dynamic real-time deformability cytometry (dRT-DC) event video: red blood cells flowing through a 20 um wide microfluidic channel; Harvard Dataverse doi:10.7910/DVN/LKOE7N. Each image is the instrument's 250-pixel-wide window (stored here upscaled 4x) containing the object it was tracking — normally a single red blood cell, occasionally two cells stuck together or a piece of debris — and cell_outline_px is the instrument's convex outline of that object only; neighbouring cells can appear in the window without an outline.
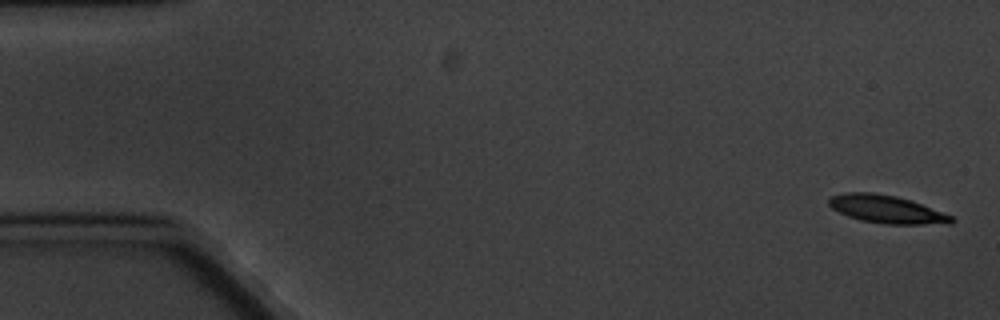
{"species": "common noctule bat (a hibernating species)", "species_latin": "Nyctalus noctula", "temperature_condition": "cold", "stored_images_in_passage": 8, "camera_frame_rate_fps": 3000, "um_per_image_px": 0.085, "animal": {"sex": "male", "body_mass_g": 20.1, "forearm_length_mm": 53.5}, "frame": {"image": 1, "passage_image": 1, "time_ms": 0.0, "image_size_px": [1000, 320], "cell_outline_px": [[956, 220], [952, 224], [884, 224], [860, 220], [848, 216], [832, 208], [828, 204], [828, 200], [832, 196], [844, 192], [872, 192], [896, 196], [912, 200], [952, 216]], "centroid_in_image_um": [75.38, 17.79], "position_along_channel_um": 9.6, "area_um2": 20.0}}
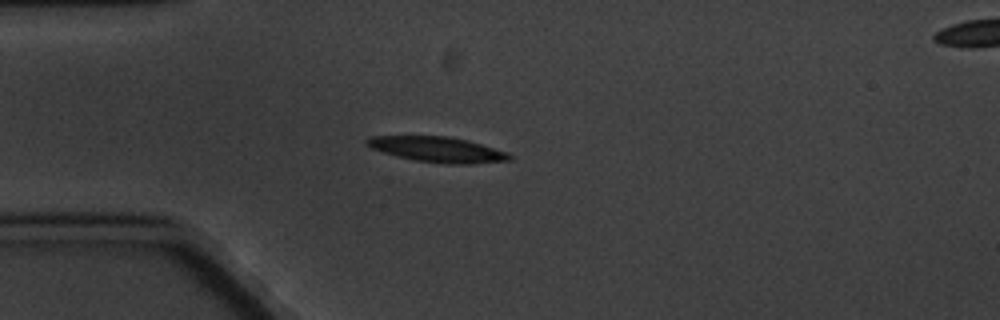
{"frame": {"image": 2, "passage_image": 4, "time_ms": 4.667, "image_size_px": [1000, 320], "cell_outline_px": [[512, 160], [468, 164], [448, 164], [416, 160], [384, 152], [372, 148], [364, 144], [364, 140], [372, 136], [448, 136], [480, 144], [508, 152], [512, 156]], "centroid_in_image_um": [37.19, 12.7], "position_along_channel_um": 47.8, "area_um2": 20.75}}